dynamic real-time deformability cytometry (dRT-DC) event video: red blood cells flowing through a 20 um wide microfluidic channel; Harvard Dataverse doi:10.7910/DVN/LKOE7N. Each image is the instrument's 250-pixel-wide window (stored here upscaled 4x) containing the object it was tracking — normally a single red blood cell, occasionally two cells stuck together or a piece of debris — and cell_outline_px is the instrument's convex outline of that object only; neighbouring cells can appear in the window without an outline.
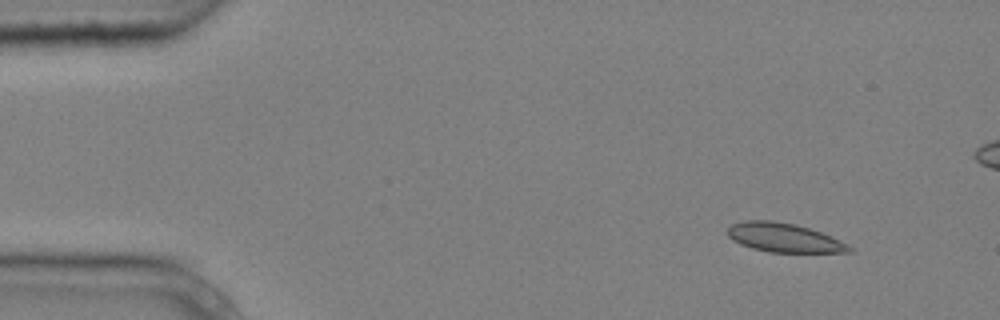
{"species": "common noctule bat (a hibernating species)", "species_latin": "Nyctalus noctula", "temperature_condition": "cold", "stored_images_in_passage": 5, "camera_frame_rate_fps": 3000, "um_per_image_px": 0.085, "animal": {"sex": "male", "body_mass_g": 20.4}, "frame": {"image": 1, "passage_image": 1, "time_ms": 0.0, "image_size_px": [1000, 320], "cell_outline_px": [[856, 252], [768, 252], [752, 248], [740, 244], [732, 240], [728, 236], [728, 228], [732, 224], [744, 220], [772, 220], [796, 224], [820, 232], [852, 248]], "centroid_in_image_um": [66.56, 20.19], "position_along_channel_um": 18.4, "area_um2": 20.29}}